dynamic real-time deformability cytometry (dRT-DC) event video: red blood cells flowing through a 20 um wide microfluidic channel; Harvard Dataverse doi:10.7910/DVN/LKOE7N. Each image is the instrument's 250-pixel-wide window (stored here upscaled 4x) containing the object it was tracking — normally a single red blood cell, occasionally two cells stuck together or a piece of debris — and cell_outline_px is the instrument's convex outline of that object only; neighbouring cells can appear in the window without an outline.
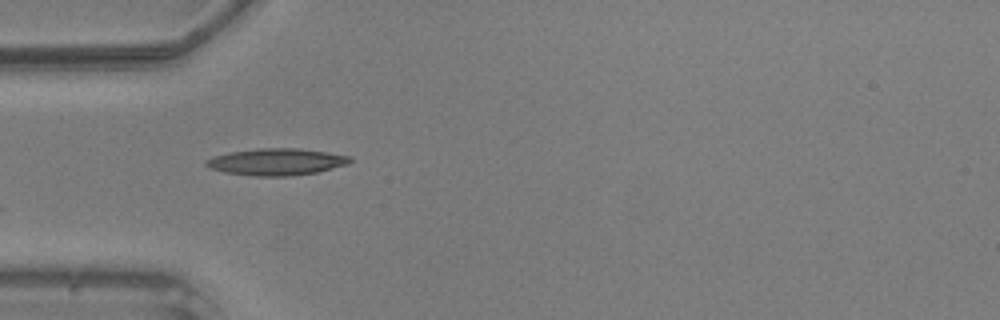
{"species": "common noctule bat (a hibernating species)", "species_latin": "Nyctalus noctula", "temperature_condition": "warm", "stored_images_in_passage": 6, "camera_frame_rate_fps": 3000, "um_per_image_px": 0.085, "animal": {"sex": "male", "body_mass_g": 20.5, "forearm_length_mm": 52.5}, "frame": {"image": 1, "passage_image": 1, "time_ms": 0.0, "image_size_px": [1000, 320], "cell_outline_px": [[352, 160], [348, 164], [316, 172], [288, 176], [252, 176], [224, 172], [208, 168], [204, 164], [204, 160], [212, 156], [228, 152], [256, 148], [300, 148], [352, 156]], "centroid_in_image_um": [23.44, 13.75], "position_along_channel_um": 61.6, "area_um2": 22.72}}
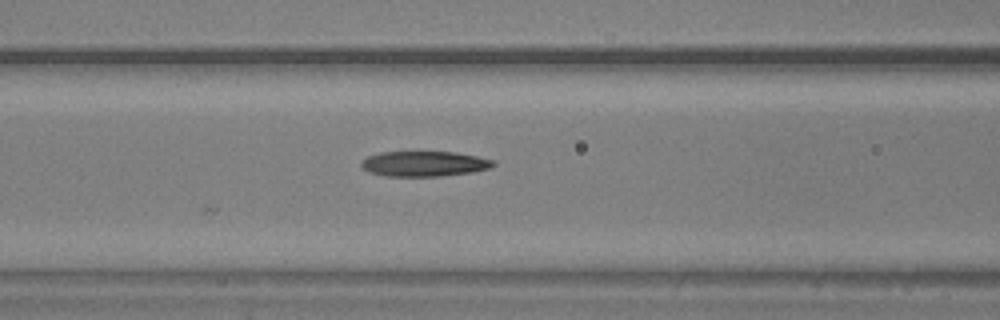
{"frame": {"image": 2, "passage_image": 6, "time_ms": 1.667, "image_size_px": [1000, 320], "cell_outline_px": [[496, 164], [492, 168], [472, 172], [440, 176], [384, 176], [372, 172], [364, 168], [360, 164], [368, 156], [380, 152], [456, 152], [476, 156], [492, 160]], "centroid_in_image_um": [36.1, 13.92], "position_along_channel_um": 130.5, "area_um2": 19.25}}